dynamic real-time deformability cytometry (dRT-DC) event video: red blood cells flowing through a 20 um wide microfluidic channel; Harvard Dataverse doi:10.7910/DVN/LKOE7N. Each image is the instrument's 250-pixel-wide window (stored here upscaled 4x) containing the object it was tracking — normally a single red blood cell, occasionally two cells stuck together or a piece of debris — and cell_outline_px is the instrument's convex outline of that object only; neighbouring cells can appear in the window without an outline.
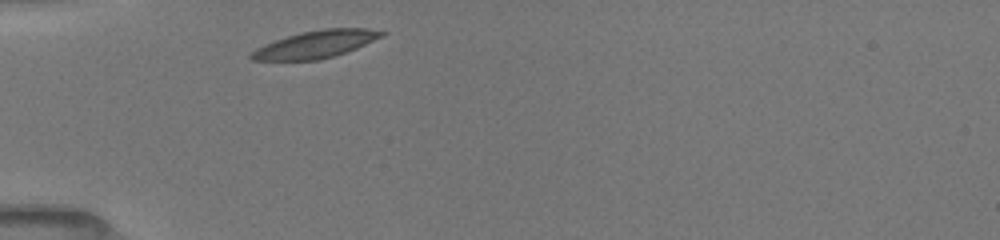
{"species": "common noctule bat (a hibernating species)", "species_latin": "Nyctalus noctula", "temperature_condition": "room temperature", "stored_images_in_passage": 1, "camera_frame_rate_fps": 3000, "um_per_image_px": 0.085, "animal": {"sex": "female", "body_mass_g": 19.5, "forearm_length_mm": 54.1}, "frame": {"image": 1, "passage_image": 1, "time_ms": 0.0, "image_size_px": [1000, 240], "cell_outline_px": [[388, 32], [384, 36], [356, 48], [332, 56], [316, 60], [252, 60], [248, 56], [256, 48], [264, 44], [300, 32], [324, 28], [368, 28]], "centroid_in_image_um": [26.85, 3.75], "position_along_channel_um": 58.1, "area_um2": 20.63}}